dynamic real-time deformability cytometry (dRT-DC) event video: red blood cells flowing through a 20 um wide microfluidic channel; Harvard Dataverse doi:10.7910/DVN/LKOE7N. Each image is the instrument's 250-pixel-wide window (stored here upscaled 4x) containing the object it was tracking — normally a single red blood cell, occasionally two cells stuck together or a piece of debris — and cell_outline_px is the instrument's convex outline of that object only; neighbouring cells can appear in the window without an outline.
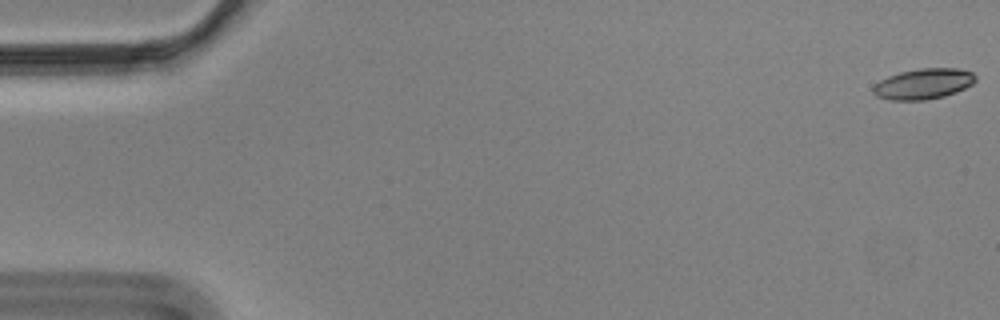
{"species": "Egyptian fruit bat (a non-hibernating species)", "species_latin": "Rousettus aegyptiacus", "temperature_condition": "cold", "stored_images_in_passage": 57, "camera_frame_rate_fps": 3000, "um_per_image_px": 0.085, "animal": {"sex": "male"}, "frame": {"image": 1, "passage_image": 1, "time_ms": 0.0, "image_size_px": [1000, 320], "cell_outline_px": [[976, 80], [972, 84], [956, 92], [944, 96], [924, 100], [888, 100], [876, 96], [872, 92], [872, 88], [880, 80], [888, 76], [900, 72], [920, 68], [956, 68], [972, 72], [976, 76]], "centroid_in_image_um": [78.48, 7.13], "position_along_channel_um": 6.5, "area_um2": 18.26}}
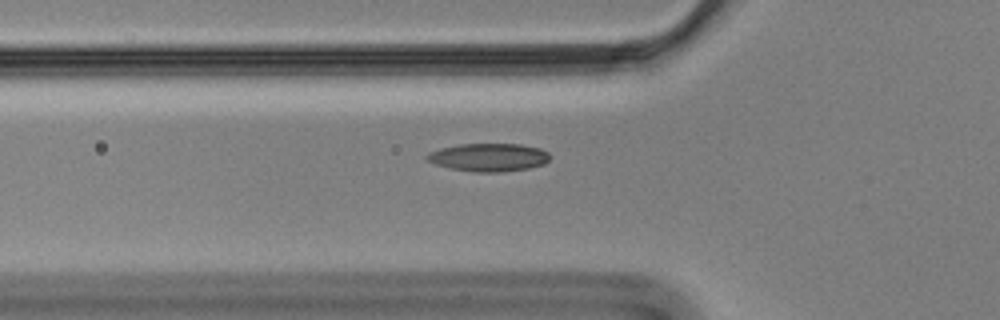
{"frame": {"image": 2, "passage_image": 20, "time_ms": 6.333, "image_size_px": [1000, 320], "cell_outline_px": [[548, 160], [544, 164], [528, 168], [500, 172], [472, 172], [452, 168], [436, 164], [428, 160], [424, 156], [440, 148], [460, 144], [520, 144], [540, 148], [548, 152]], "centroid_in_image_um": [41.55, 13.37], "position_along_channel_um": 84.3, "area_um2": 19.88}}
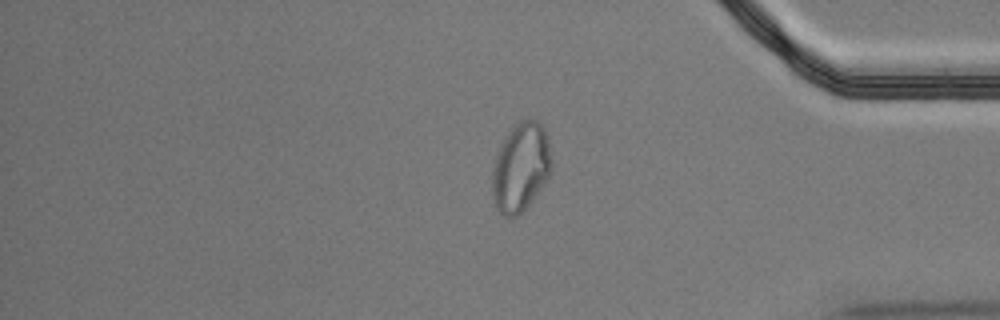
{"frame": {"image": 3, "passage_image": 48, "time_ms": 15.667, "image_size_px": [1000, 320], "cell_outline_px": [[552, 168], [544, 184], [532, 200], [516, 216], [504, 216], [496, 208], [492, 196], [492, 172], [496, 156], [504, 136], [520, 120], [536, 120], [544, 128], [548, 140], [552, 160]], "centroid_in_image_um": [44.26, 14.21], "position_along_channel_um": 390.9, "area_um2": 30.46}, "authors_computed_cell_mechanics": {"area_um2": 19.2474, "velocity_mm_per_s": 3.5114, "shape_relaxation_time_tau1_ms": null, "shape_relaxation_time_tau2_ms": 3.3904, "deformation_change_tau1": null, "deformation_change_tau2": 0.0557}}